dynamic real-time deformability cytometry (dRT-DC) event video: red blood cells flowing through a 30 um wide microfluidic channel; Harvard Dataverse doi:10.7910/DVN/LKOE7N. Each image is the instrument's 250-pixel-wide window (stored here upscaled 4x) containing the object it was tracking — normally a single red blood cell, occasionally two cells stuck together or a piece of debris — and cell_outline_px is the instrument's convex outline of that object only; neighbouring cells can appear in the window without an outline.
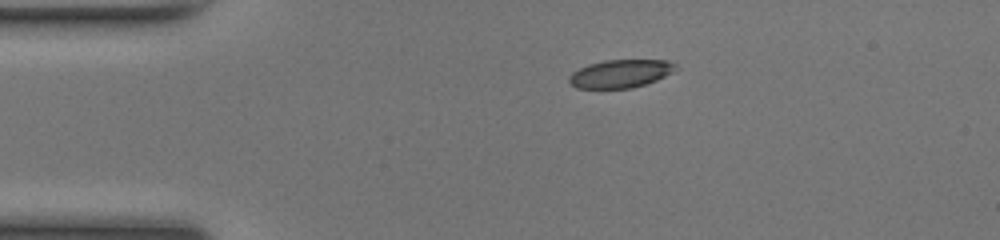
{"species": "common noctule bat (a hibernating species)", "species_latin": "Nyctalus noctula", "temperature_condition": "room temperature", "stored_images_in_passage": 41, "camera_frame_rate_fps": 3000, "um_per_image_px": 0.085, "animal": {"sex": "female", "body_mass_g": 17.0, "forearm_length_mm": 48.0}, "frame": {"image": 1, "passage_image": 1, "time_ms": 0.0, "image_size_px": [1000, 240], "cell_outline_px": [[680, 68], [656, 80], [632, 88], [576, 88], [568, 80], [568, 76], [572, 72], [588, 64], [604, 60], [668, 60], [676, 64]], "centroid_in_image_um": [52.75, 6.25], "position_along_channel_um": 32.2, "area_um2": 17.46}}
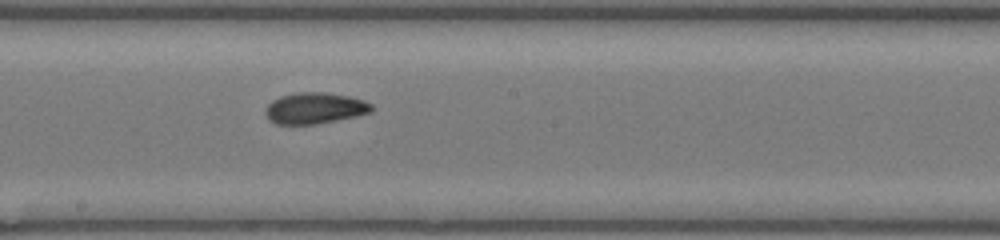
{"frame": {"image": 2, "passage_image": 18, "time_ms": 5.667, "image_size_px": [1000, 240], "cell_outline_px": [[372, 112], [356, 116], [316, 124], [276, 124], [268, 120], [264, 112], [268, 104], [272, 100], [280, 96], [296, 92], [328, 92], [348, 96], [364, 100], [372, 104]], "centroid_in_image_um": [26.74, 9.19], "position_along_channel_um": 221.5, "area_um2": 19.42}}
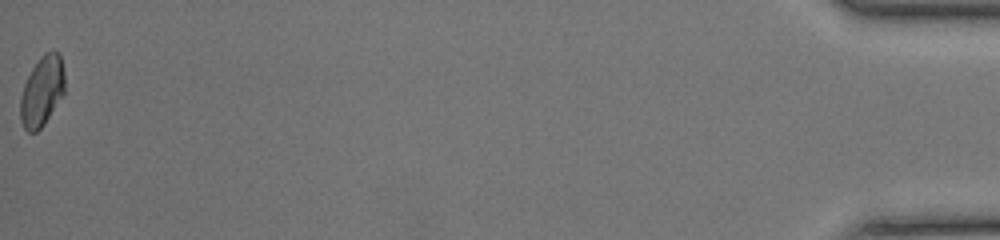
{"frame": {"image": 3, "passage_image": 41, "time_ms": 13.333, "image_size_px": [1000, 240], "cell_outline_px": [[64, 92], [44, 124], [36, 132], [28, 132], [24, 128], [20, 120], [20, 96], [24, 84], [32, 68], [40, 56], [44, 52], [60, 52], [64, 72]], "centroid_in_image_um": [3.55, 7.74], "position_along_channel_um": 431.6, "area_um2": 18.03}, "authors_computed_cell_mechanics": {"area_um2": 18.8428, "velocity_mm_per_s": 4.156, "shape_relaxation_time_tau1_ms": null, "shape_relaxation_time_tau2_ms": 1.4144, "deformation_change_tau1": null, "deformation_change_tau2": 0.0524}}